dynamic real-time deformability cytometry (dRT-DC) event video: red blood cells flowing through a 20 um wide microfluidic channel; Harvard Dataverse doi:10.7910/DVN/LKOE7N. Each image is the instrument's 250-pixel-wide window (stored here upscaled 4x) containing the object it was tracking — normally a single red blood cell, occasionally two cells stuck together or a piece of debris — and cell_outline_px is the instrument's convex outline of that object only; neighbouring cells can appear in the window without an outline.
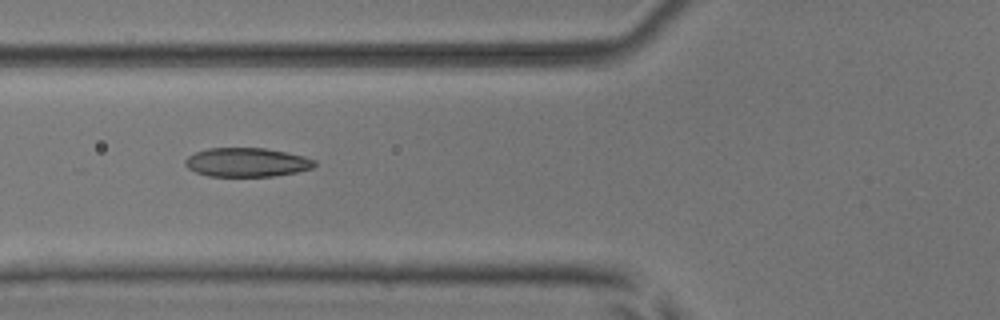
{"species": "common noctule bat (a hibernating species)", "species_latin": "Nyctalus noctula", "temperature_condition": "room temperature", "stored_images_in_passage": 7, "camera_frame_rate_fps": 3000, "um_per_image_px": 0.085, "animal": {"sex": "male", "body_mass_g": 17.9, "forearm_length_mm": 54.2}, "frame": {"image": 1, "passage_image": 5, "time_ms": 5.333, "image_size_px": [1000, 320], "cell_outline_px": [[316, 164], [312, 168], [296, 172], [272, 176], [208, 176], [196, 172], [188, 168], [184, 164], [184, 160], [188, 156], [196, 152], [208, 148], [264, 148], [304, 156], [316, 160]], "centroid_in_image_um": [20.96, 13.79], "position_along_channel_um": 104.8, "area_um2": 21.73}}
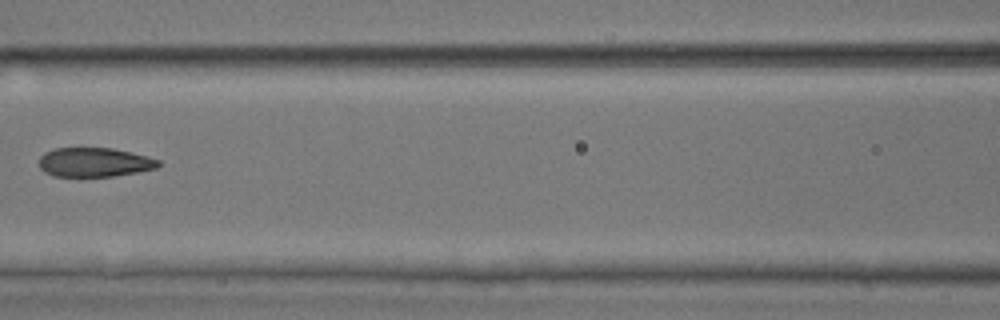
{"frame": {"image": 2, "passage_image": 6, "time_ms": 6.667, "image_size_px": [1000, 320], "cell_outline_px": [[160, 164], [156, 168], [136, 172], [112, 176], [52, 176], [44, 172], [40, 168], [40, 156], [44, 152], [56, 148], [112, 148], [132, 152], [148, 156], [160, 160]], "centroid_in_image_um": [8.02, 13.78], "position_along_channel_um": 158.6, "area_um2": 20.29}}
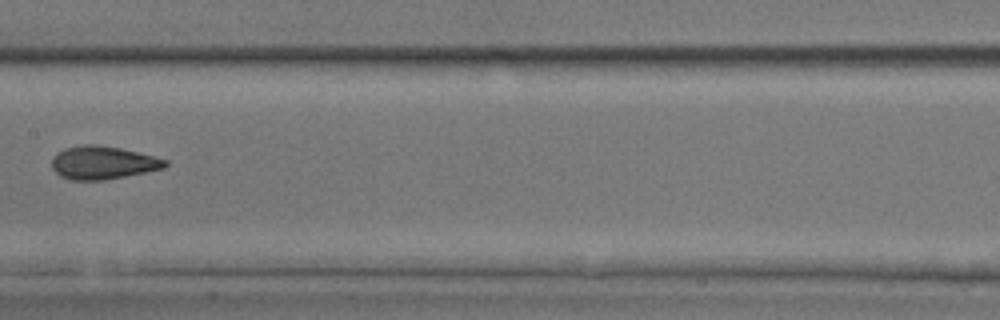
{"frame": {"image": 3, "passage_image": 7, "time_ms": 7.667, "image_size_px": [1000, 320], "cell_outline_px": [[168, 164], [164, 168], [104, 180], [72, 180], [60, 176], [52, 168], [52, 156], [64, 148], [84, 144], [96, 144], [120, 148], [168, 160]], "centroid_in_image_um": [8.7, 13.82], "position_along_channel_um": 198.7, "area_um2": 21.73}}